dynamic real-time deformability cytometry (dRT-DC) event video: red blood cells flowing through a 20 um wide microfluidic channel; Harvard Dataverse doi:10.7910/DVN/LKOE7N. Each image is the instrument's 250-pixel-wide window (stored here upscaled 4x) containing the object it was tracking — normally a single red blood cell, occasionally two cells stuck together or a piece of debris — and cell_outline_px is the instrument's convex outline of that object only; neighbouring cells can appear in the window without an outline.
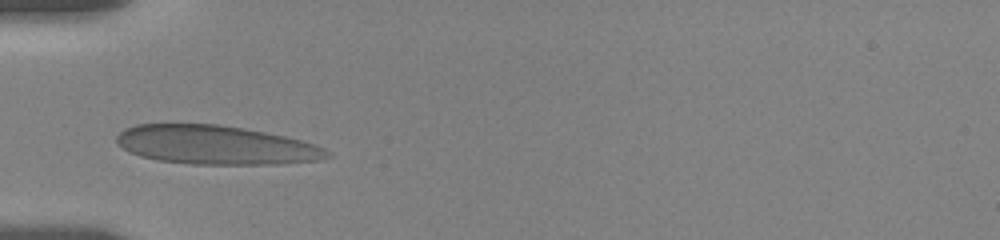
{"species": "human", "species_latin": "Homo sapiens", "temperature_condition": "room temperature", "stored_images_in_passage": 16, "camera_frame_rate_fps": 3000, "um_per_image_px": 0.085, "donor": {"sex": "female"}, "frame": {"image": 1, "passage_image": 1, "time_ms": 0.0, "image_size_px": [1000, 240], "cell_outline_px": [[332, 156], [320, 160], [280, 164], [192, 164], [156, 160], [140, 156], [116, 144], [116, 136], [124, 128], [136, 124], [216, 124], [264, 132], [284, 136], [300, 140], [324, 148], [332, 152]], "centroid_in_image_um": [18.33, 12.33], "position_along_channel_um": 66.7, "area_um2": 47.63}}
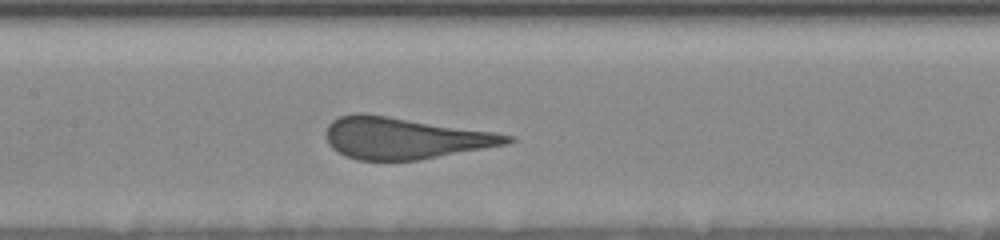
{"frame": {"image": 2, "passage_image": 10, "time_ms": 3.0, "image_size_px": [1000, 240], "cell_outline_px": [[516, 140], [508, 144], [420, 160], [356, 160], [332, 148], [328, 144], [324, 132], [328, 124], [332, 120], [340, 116], [352, 112], [364, 112], [492, 132], [512, 136]], "centroid_in_image_um": [34.33, 11.73], "position_along_channel_um": 173.1, "area_um2": 43.93}}
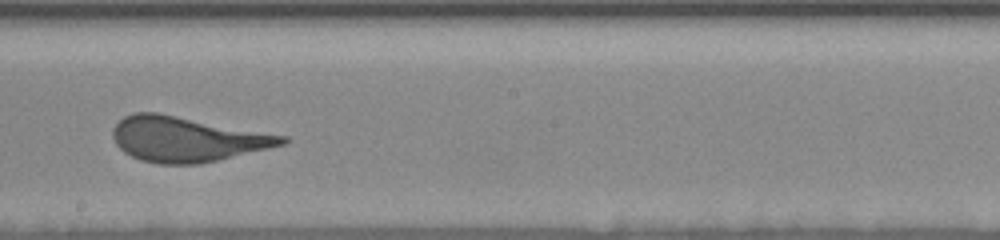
{"frame": {"image": 3, "passage_image": 14, "time_ms": 4.667, "image_size_px": [1000, 240], "cell_outline_px": [[288, 144], [200, 164], [156, 164], [140, 160], [124, 152], [116, 144], [112, 136], [112, 128], [124, 116], [136, 112], [156, 112], [288, 136]], "centroid_in_image_um": [15.89, 11.83], "position_along_channel_um": 232.3, "area_um2": 44.51}}